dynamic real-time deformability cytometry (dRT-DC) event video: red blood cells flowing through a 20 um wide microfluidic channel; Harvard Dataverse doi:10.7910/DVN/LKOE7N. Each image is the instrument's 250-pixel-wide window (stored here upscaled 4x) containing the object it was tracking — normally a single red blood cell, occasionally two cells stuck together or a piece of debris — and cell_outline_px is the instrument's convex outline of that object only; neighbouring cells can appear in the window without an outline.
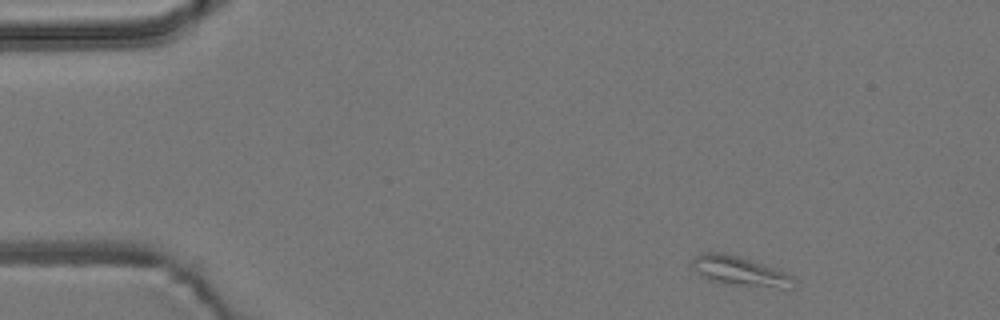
{"species": "common noctule bat (a hibernating species)", "species_latin": "Nyctalus noctula", "temperature_condition": "room temperature", "stored_images_in_passage": 11, "camera_frame_rate_fps": 3000, "um_per_image_px": 0.085, "animal": {"sex": "male", "body_mass_g": 19.2, "forearm_length_mm": 51.8}, "frame": {"image": 1, "passage_image": 1, "time_ms": 0.0, "image_size_px": [1000, 320], "cell_outline_px": [[796, 284], [792, 288], [780, 288], [720, 284], [708, 280], [696, 272], [692, 268], [692, 260], [700, 252], [720, 252], [736, 256], [784, 272], [792, 276]], "centroid_in_image_um": [62.83, 23.08], "position_along_channel_um": 22.2, "area_um2": 17.34}}
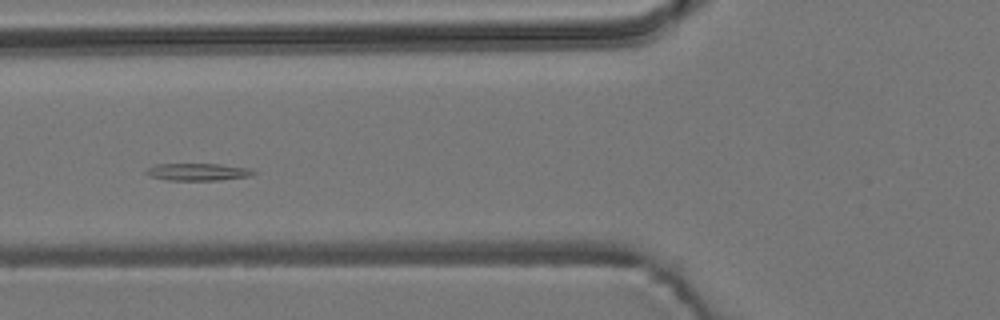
{"frame": {"image": 2, "passage_image": 5, "time_ms": 4.667, "image_size_px": [1000, 320], "cell_outline_px": [[256, 172], [252, 176], [220, 180], [168, 180], [148, 176], [144, 172], [148, 168], [156, 164], [220, 164], [252, 168]], "centroid_in_image_um": [16.85, 14.61], "position_along_channel_um": 109.0, "area_um2": 10.92}}
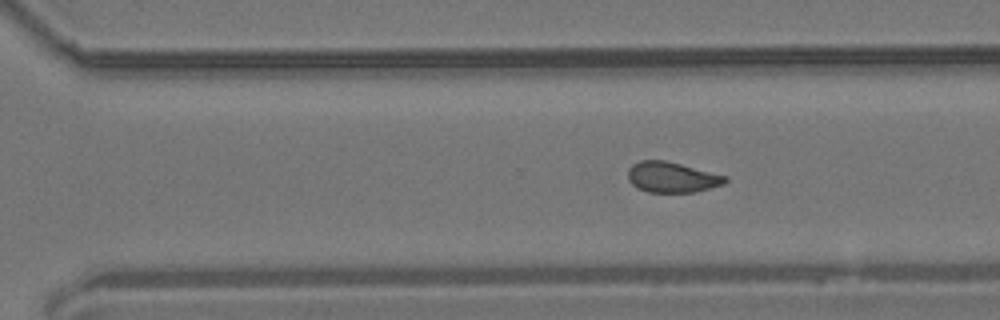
{"frame": {"image": 3, "passage_image": 11, "time_ms": 42.0, "image_size_px": [1000, 320], "cell_outline_px": [[728, 180], [724, 184], [696, 192], [648, 192], [636, 188], [628, 180], [628, 168], [632, 164], [640, 160], [664, 160], [728, 176]], "centroid_in_image_um": [57.1, 15.07], "position_along_channel_um": 313.5, "area_um2": 17.4}}